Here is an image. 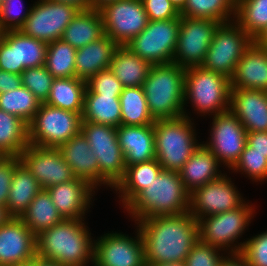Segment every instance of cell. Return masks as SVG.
Instances as JSON below:
<instances>
[{
    "label": "cell",
    "mask_w": 267,
    "mask_h": 266,
    "mask_svg": "<svg viewBox=\"0 0 267 266\" xmlns=\"http://www.w3.org/2000/svg\"><path fill=\"white\" fill-rule=\"evenodd\" d=\"M136 224L143 241L145 264L185 262L199 240L198 220L190 212L144 218Z\"/></svg>",
    "instance_id": "1"
},
{
    "label": "cell",
    "mask_w": 267,
    "mask_h": 266,
    "mask_svg": "<svg viewBox=\"0 0 267 266\" xmlns=\"http://www.w3.org/2000/svg\"><path fill=\"white\" fill-rule=\"evenodd\" d=\"M84 220L64 219L36 235V257L62 266H93L95 239Z\"/></svg>",
    "instance_id": "2"
},
{
    "label": "cell",
    "mask_w": 267,
    "mask_h": 266,
    "mask_svg": "<svg viewBox=\"0 0 267 266\" xmlns=\"http://www.w3.org/2000/svg\"><path fill=\"white\" fill-rule=\"evenodd\" d=\"M189 193L178 172L162 170L126 207L134 222L189 212Z\"/></svg>",
    "instance_id": "3"
},
{
    "label": "cell",
    "mask_w": 267,
    "mask_h": 266,
    "mask_svg": "<svg viewBox=\"0 0 267 266\" xmlns=\"http://www.w3.org/2000/svg\"><path fill=\"white\" fill-rule=\"evenodd\" d=\"M186 69L174 62L153 64L143 83L149 113L154 120L183 116Z\"/></svg>",
    "instance_id": "4"
},
{
    "label": "cell",
    "mask_w": 267,
    "mask_h": 266,
    "mask_svg": "<svg viewBox=\"0 0 267 266\" xmlns=\"http://www.w3.org/2000/svg\"><path fill=\"white\" fill-rule=\"evenodd\" d=\"M192 119L183 115L155 120V154L163 170L179 172L202 144L198 143Z\"/></svg>",
    "instance_id": "5"
},
{
    "label": "cell",
    "mask_w": 267,
    "mask_h": 266,
    "mask_svg": "<svg viewBox=\"0 0 267 266\" xmlns=\"http://www.w3.org/2000/svg\"><path fill=\"white\" fill-rule=\"evenodd\" d=\"M231 82L218 72L203 69L201 66L190 67L185 72L184 116L187 103L192 105L200 116L212 117L230 110ZM197 111V112H196Z\"/></svg>",
    "instance_id": "6"
},
{
    "label": "cell",
    "mask_w": 267,
    "mask_h": 266,
    "mask_svg": "<svg viewBox=\"0 0 267 266\" xmlns=\"http://www.w3.org/2000/svg\"><path fill=\"white\" fill-rule=\"evenodd\" d=\"M253 206L247 201L239 208L198 218L199 240L219 248L228 255L240 254L245 242L237 241L255 216L256 208Z\"/></svg>",
    "instance_id": "7"
},
{
    "label": "cell",
    "mask_w": 267,
    "mask_h": 266,
    "mask_svg": "<svg viewBox=\"0 0 267 266\" xmlns=\"http://www.w3.org/2000/svg\"><path fill=\"white\" fill-rule=\"evenodd\" d=\"M81 132L99 163V187L106 185V188L113 190L126 171L125 157L117 139V128L81 122Z\"/></svg>",
    "instance_id": "8"
},
{
    "label": "cell",
    "mask_w": 267,
    "mask_h": 266,
    "mask_svg": "<svg viewBox=\"0 0 267 266\" xmlns=\"http://www.w3.org/2000/svg\"><path fill=\"white\" fill-rule=\"evenodd\" d=\"M82 113L41 103L28 124V142L33 146L59 148L81 131Z\"/></svg>",
    "instance_id": "9"
},
{
    "label": "cell",
    "mask_w": 267,
    "mask_h": 266,
    "mask_svg": "<svg viewBox=\"0 0 267 266\" xmlns=\"http://www.w3.org/2000/svg\"><path fill=\"white\" fill-rule=\"evenodd\" d=\"M253 42L235 21L222 23L215 30L201 67L231 79L236 65Z\"/></svg>",
    "instance_id": "10"
},
{
    "label": "cell",
    "mask_w": 267,
    "mask_h": 266,
    "mask_svg": "<svg viewBox=\"0 0 267 266\" xmlns=\"http://www.w3.org/2000/svg\"><path fill=\"white\" fill-rule=\"evenodd\" d=\"M180 27L175 19L151 21L125 46L141 59L153 64L173 62Z\"/></svg>",
    "instance_id": "11"
},
{
    "label": "cell",
    "mask_w": 267,
    "mask_h": 266,
    "mask_svg": "<svg viewBox=\"0 0 267 266\" xmlns=\"http://www.w3.org/2000/svg\"><path fill=\"white\" fill-rule=\"evenodd\" d=\"M220 22L180 16V27L173 62L187 69L201 66Z\"/></svg>",
    "instance_id": "12"
},
{
    "label": "cell",
    "mask_w": 267,
    "mask_h": 266,
    "mask_svg": "<svg viewBox=\"0 0 267 266\" xmlns=\"http://www.w3.org/2000/svg\"><path fill=\"white\" fill-rule=\"evenodd\" d=\"M79 11L70 4L37 0L20 31L47 44L54 42L61 39L65 28Z\"/></svg>",
    "instance_id": "13"
},
{
    "label": "cell",
    "mask_w": 267,
    "mask_h": 266,
    "mask_svg": "<svg viewBox=\"0 0 267 266\" xmlns=\"http://www.w3.org/2000/svg\"><path fill=\"white\" fill-rule=\"evenodd\" d=\"M209 136V142L203 141L202 144L221 165L231 169L247 144V131L244 126L231 110H228L212 117Z\"/></svg>",
    "instance_id": "14"
},
{
    "label": "cell",
    "mask_w": 267,
    "mask_h": 266,
    "mask_svg": "<svg viewBox=\"0 0 267 266\" xmlns=\"http://www.w3.org/2000/svg\"><path fill=\"white\" fill-rule=\"evenodd\" d=\"M104 34L118 46H125L140 34L149 23L141 0H118L99 9Z\"/></svg>",
    "instance_id": "15"
},
{
    "label": "cell",
    "mask_w": 267,
    "mask_h": 266,
    "mask_svg": "<svg viewBox=\"0 0 267 266\" xmlns=\"http://www.w3.org/2000/svg\"><path fill=\"white\" fill-rule=\"evenodd\" d=\"M48 44L20 30L0 33V70L21 75L26 68L45 66Z\"/></svg>",
    "instance_id": "16"
},
{
    "label": "cell",
    "mask_w": 267,
    "mask_h": 266,
    "mask_svg": "<svg viewBox=\"0 0 267 266\" xmlns=\"http://www.w3.org/2000/svg\"><path fill=\"white\" fill-rule=\"evenodd\" d=\"M245 202L231 178L224 173L190 193L189 212L198 219L239 208Z\"/></svg>",
    "instance_id": "17"
},
{
    "label": "cell",
    "mask_w": 267,
    "mask_h": 266,
    "mask_svg": "<svg viewBox=\"0 0 267 266\" xmlns=\"http://www.w3.org/2000/svg\"><path fill=\"white\" fill-rule=\"evenodd\" d=\"M135 236L108 232L94 240L93 266H146L139 229Z\"/></svg>",
    "instance_id": "18"
},
{
    "label": "cell",
    "mask_w": 267,
    "mask_h": 266,
    "mask_svg": "<svg viewBox=\"0 0 267 266\" xmlns=\"http://www.w3.org/2000/svg\"><path fill=\"white\" fill-rule=\"evenodd\" d=\"M20 162L39 182L42 189L65 183L75 177L58 148L28 145L19 155Z\"/></svg>",
    "instance_id": "19"
},
{
    "label": "cell",
    "mask_w": 267,
    "mask_h": 266,
    "mask_svg": "<svg viewBox=\"0 0 267 266\" xmlns=\"http://www.w3.org/2000/svg\"><path fill=\"white\" fill-rule=\"evenodd\" d=\"M36 257V235L20 217L0 226V266H12Z\"/></svg>",
    "instance_id": "20"
},
{
    "label": "cell",
    "mask_w": 267,
    "mask_h": 266,
    "mask_svg": "<svg viewBox=\"0 0 267 266\" xmlns=\"http://www.w3.org/2000/svg\"><path fill=\"white\" fill-rule=\"evenodd\" d=\"M63 219H85L96 189L82 179L57 184L46 189ZM95 190V191H94Z\"/></svg>",
    "instance_id": "21"
},
{
    "label": "cell",
    "mask_w": 267,
    "mask_h": 266,
    "mask_svg": "<svg viewBox=\"0 0 267 266\" xmlns=\"http://www.w3.org/2000/svg\"><path fill=\"white\" fill-rule=\"evenodd\" d=\"M230 110L248 132H267V91L231 89Z\"/></svg>",
    "instance_id": "22"
},
{
    "label": "cell",
    "mask_w": 267,
    "mask_h": 266,
    "mask_svg": "<svg viewBox=\"0 0 267 266\" xmlns=\"http://www.w3.org/2000/svg\"><path fill=\"white\" fill-rule=\"evenodd\" d=\"M117 139L126 166L156 159L154 125H121L117 127Z\"/></svg>",
    "instance_id": "23"
},
{
    "label": "cell",
    "mask_w": 267,
    "mask_h": 266,
    "mask_svg": "<svg viewBox=\"0 0 267 266\" xmlns=\"http://www.w3.org/2000/svg\"><path fill=\"white\" fill-rule=\"evenodd\" d=\"M231 89L267 91V49L253 42L236 65Z\"/></svg>",
    "instance_id": "24"
},
{
    "label": "cell",
    "mask_w": 267,
    "mask_h": 266,
    "mask_svg": "<svg viewBox=\"0 0 267 266\" xmlns=\"http://www.w3.org/2000/svg\"><path fill=\"white\" fill-rule=\"evenodd\" d=\"M58 149L75 178L85 180L96 190L99 189V163L81 131Z\"/></svg>",
    "instance_id": "25"
},
{
    "label": "cell",
    "mask_w": 267,
    "mask_h": 266,
    "mask_svg": "<svg viewBox=\"0 0 267 266\" xmlns=\"http://www.w3.org/2000/svg\"><path fill=\"white\" fill-rule=\"evenodd\" d=\"M118 45L106 34L98 40L77 49L75 57L76 77L87 81L98 72L110 67Z\"/></svg>",
    "instance_id": "26"
},
{
    "label": "cell",
    "mask_w": 267,
    "mask_h": 266,
    "mask_svg": "<svg viewBox=\"0 0 267 266\" xmlns=\"http://www.w3.org/2000/svg\"><path fill=\"white\" fill-rule=\"evenodd\" d=\"M220 167L217 158L201 144L178 173L185 190L190 194L224 174Z\"/></svg>",
    "instance_id": "27"
},
{
    "label": "cell",
    "mask_w": 267,
    "mask_h": 266,
    "mask_svg": "<svg viewBox=\"0 0 267 266\" xmlns=\"http://www.w3.org/2000/svg\"><path fill=\"white\" fill-rule=\"evenodd\" d=\"M163 170L157 159L126 166L124 177L113 188L125 208Z\"/></svg>",
    "instance_id": "28"
},
{
    "label": "cell",
    "mask_w": 267,
    "mask_h": 266,
    "mask_svg": "<svg viewBox=\"0 0 267 266\" xmlns=\"http://www.w3.org/2000/svg\"><path fill=\"white\" fill-rule=\"evenodd\" d=\"M151 64L135 55L128 47L118 46L113 54L109 69L123 87L143 86Z\"/></svg>",
    "instance_id": "29"
},
{
    "label": "cell",
    "mask_w": 267,
    "mask_h": 266,
    "mask_svg": "<svg viewBox=\"0 0 267 266\" xmlns=\"http://www.w3.org/2000/svg\"><path fill=\"white\" fill-rule=\"evenodd\" d=\"M104 35L102 16L99 10L79 11L65 28L61 39L75 49L86 46Z\"/></svg>",
    "instance_id": "30"
},
{
    "label": "cell",
    "mask_w": 267,
    "mask_h": 266,
    "mask_svg": "<svg viewBox=\"0 0 267 266\" xmlns=\"http://www.w3.org/2000/svg\"><path fill=\"white\" fill-rule=\"evenodd\" d=\"M41 190L39 182L20 162L15 167L8 194L6 205L8 215L10 217H21Z\"/></svg>",
    "instance_id": "31"
},
{
    "label": "cell",
    "mask_w": 267,
    "mask_h": 266,
    "mask_svg": "<svg viewBox=\"0 0 267 266\" xmlns=\"http://www.w3.org/2000/svg\"><path fill=\"white\" fill-rule=\"evenodd\" d=\"M81 122H93L115 128L121 126V104L119 96L85 92Z\"/></svg>",
    "instance_id": "32"
},
{
    "label": "cell",
    "mask_w": 267,
    "mask_h": 266,
    "mask_svg": "<svg viewBox=\"0 0 267 266\" xmlns=\"http://www.w3.org/2000/svg\"><path fill=\"white\" fill-rule=\"evenodd\" d=\"M86 81L77 77L55 78L46 104L64 110L83 113Z\"/></svg>",
    "instance_id": "33"
},
{
    "label": "cell",
    "mask_w": 267,
    "mask_h": 266,
    "mask_svg": "<svg viewBox=\"0 0 267 266\" xmlns=\"http://www.w3.org/2000/svg\"><path fill=\"white\" fill-rule=\"evenodd\" d=\"M20 218L35 235L64 220L46 189L36 195Z\"/></svg>",
    "instance_id": "34"
},
{
    "label": "cell",
    "mask_w": 267,
    "mask_h": 266,
    "mask_svg": "<svg viewBox=\"0 0 267 266\" xmlns=\"http://www.w3.org/2000/svg\"><path fill=\"white\" fill-rule=\"evenodd\" d=\"M28 145V125L0 109V151L6 156H19Z\"/></svg>",
    "instance_id": "35"
},
{
    "label": "cell",
    "mask_w": 267,
    "mask_h": 266,
    "mask_svg": "<svg viewBox=\"0 0 267 266\" xmlns=\"http://www.w3.org/2000/svg\"><path fill=\"white\" fill-rule=\"evenodd\" d=\"M121 125H154L142 86L124 87L119 97Z\"/></svg>",
    "instance_id": "36"
},
{
    "label": "cell",
    "mask_w": 267,
    "mask_h": 266,
    "mask_svg": "<svg viewBox=\"0 0 267 266\" xmlns=\"http://www.w3.org/2000/svg\"><path fill=\"white\" fill-rule=\"evenodd\" d=\"M236 0H187L180 16L228 23L234 21Z\"/></svg>",
    "instance_id": "37"
},
{
    "label": "cell",
    "mask_w": 267,
    "mask_h": 266,
    "mask_svg": "<svg viewBox=\"0 0 267 266\" xmlns=\"http://www.w3.org/2000/svg\"><path fill=\"white\" fill-rule=\"evenodd\" d=\"M234 21L255 39L267 27V0H236Z\"/></svg>",
    "instance_id": "38"
},
{
    "label": "cell",
    "mask_w": 267,
    "mask_h": 266,
    "mask_svg": "<svg viewBox=\"0 0 267 266\" xmlns=\"http://www.w3.org/2000/svg\"><path fill=\"white\" fill-rule=\"evenodd\" d=\"M77 49L62 39L48 43L45 67L54 78L76 77Z\"/></svg>",
    "instance_id": "39"
},
{
    "label": "cell",
    "mask_w": 267,
    "mask_h": 266,
    "mask_svg": "<svg viewBox=\"0 0 267 266\" xmlns=\"http://www.w3.org/2000/svg\"><path fill=\"white\" fill-rule=\"evenodd\" d=\"M41 102L24 86L0 94V109L21 118L27 125L33 120Z\"/></svg>",
    "instance_id": "40"
},
{
    "label": "cell",
    "mask_w": 267,
    "mask_h": 266,
    "mask_svg": "<svg viewBox=\"0 0 267 266\" xmlns=\"http://www.w3.org/2000/svg\"><path fill=\"white\" fill-rule=\"evenodd\" d=\"M230 170L247 175L251 181L263 182L267 179V153L250 152L246 144L239 160Z\"/></svg>",
    "instance_id": "41"
},
{
    "label": "cell",
    "mask_w": 267,
    "mask_h": 266,
    "mask_svg": "<svg viewBox=\"0 0 267 266\" xmlns=\"http://www.w3.org/2000/svg\"><path fill=\"white\" fill-rule=\"evenodd\" d=\"M54 79L45 66L26 68L21 73L22 86L30 90L41 103L48 99Z\"/></svg>",
    "instance_id": "42"
},
{
    "label": "cell",
    "mask_w": 267,
    "mask_h": 266,
    "mask_svg": "<svg viewBox=\"0 0 267 266\" xmlns=\"http://www.w3.org/2000/svg\"><path fill=\"white\" fill-rule=\"evenodd\" d=\"M23 5L24 4L22 0L2 1V5L0 7V33L5 31L20 30L23 27L32 10V6L26 8V10H23Z\"/></svg>",
    "instance_id": "43"
},
{
    "label": "cell",
    "mask_w": 267,
    "mask_h": 266,
    "mask_svg": "<svg viewBox=\"0 0 267 266\" xmlns=\"http://www.w3.org/2000/svg\"><path fill=\"white\" fill-rule=\"evenodd\" d=\"M227 254L219 248L198 240L186 257L185 264L186 266H220Z\"/></svg>",
    "instance_id": "44"
},
{
    "label": "cell",
    "mask_w": 267,
    "mask_h": 266,
    "mask_svg": "<svg viewBox=\"0 0 267 266\" xmlns=\"http://www.w3.org/2000/svg\"><path fill=\"white\" fill-rule=\"evenodd\" d=\"M239 255L248 266H267V230L247 238Z\"/></svg>",
    "instance_id": "45"
},
{
    "label": "cell",
    "mask_w": 267,
    "mask_h": 266,
    "mask_svg": "<svg viewBox=\"0 0 267 266\" xmlns=\"http://www.w3.org/2000/svg\"><path fill=\"white\" fill-rule=\"evenodd\" d=\"M121 82L110 69L98 72L86 81L85 92H94L99 95L119 96L123 90Z\"/></svg>",
    "instance_id": "46"
},
{
    "label": "cell",
    "mask_w": 267,
    "mask_h": 266,
    "mask_svg": "<svg viewBox=\"0 0 267 266\" xmlns=\"http://www.w3.org/2000/svg\"><path fill=\"white\" fill-rule=\"evenodd\" d=\"M149 20H169L180 16V13L169 0H141Z\"/></svg>",
    "instance_id": "47"
},
{
    "label": "cell",
    "mask_w": 267,
    "mask_h": 266,
    "mask_svg": "<svg viewBox=\"0 0 267 266\" xmlns=\"http://www.w3.org/2000/svg\"><path fill=\"white\" fill-rule=\"evenodd\" d=\"M19 163V156H6L0 161V205L4 207H6L8 202V194L15 167Z\"/></svg>",
    "instance_id": "48"
},
{
    "label": "cell",
    "mask_w": 267,
    "mask_h": 266,
    "mask_svg": "<svg viewBox=\"0 0 267 266\" xmlns=\"http://www.w3.org/2000/svg\"><path fill=\"white\" fill-rule=\"evenodd\" d=\"M21 85V75L0 70V94L18 89Z\"/></svg>",
    "instance_id": "49"
},
{
    "label": "cell",
    "mask_w": 267,
    "mask_h": 266,
    "mask_svg": "<svg viewBox=\"0 0 267 266\" xmlns=\"http://www.w3.org/2000/svg\"><path fill=\"white\" fill-rule=\"evenodd\" d=\"M247 145L250 152L267 153V132H248Z\"/></svg>",
    "instance_id": "50"
},
{
    "label": "cell",
    "mask_w": 267,
    "mask_h": 266,
    "mask_svg": "<svg viewBox=\"0 0 267 266\" xmlns=\"http://www.w3.org/2000/svg\"><path fill=\"white\" fill-rule=\"evenodd\" d=\"M220 266H248L245 260L239 255H228Z\"/></svg>",
    "instance_id": "51"
},
{
    "label": "cell",
    "mask_w": 267,
    "mask_h": 266,
    "mask_svg": "<svg viewBox=\"0 0 267 266\" xmlns=\"http://www.w3.org/2000/svg\"><path fill=\"white\" fill-rule=\"evenodd\" d=\"M52 1L73 5L77 7L80 11L90 9L89 0H52Z\"/></svg>",
    "instance_id": "52"
},
{
    "label": "cell",
    "mask_w": 267,
    "mask_h": 266,
    "mask_svg": "<svg viewBox=\"0 0 267 266\" xmlns=\"http://www.w3.org/2000/svg\"><path fill=\"white\" fill-rule=\"evenodd\" d=\"M254 42L259 47L267 49V27L258 34V36L254 39Z\"/></svg>",
    "instance_id": "53"
},
{
    "label": "cell",
    "mask_w": 267,
    "mask_h": 266,
    "mask_svg": "<svg viewBox=\"0 0 267 266\" xmlns=\"http://www.w3.org/2000/svg\"><path fill=\"white\" fill-rule=\"evenodd\" d=\"M118 0H89L90 9L99 10L104 5Z\"/></svg>",
    "instance_id": "54"
},
{
    "label": "cell",
    "mask_w": 267,
    "mask_h": 266,
    "mask_svg": "<svg viewBox=\"0 0 267 266\" xmlns=\"http://www.w3.org/2000/svg\"><path fill=\"white\" fill-rule=\"evenodd\" d=\"M169 1L177 9L179 13L184 9L187 2V0H169Z\"/></svg>",
    "instance_id": "55"
},
{
    "label": "cell",
    "mask_w": 267,
    "mask_h": 266,
    "mask_svg": "<svg viewBox=\"0 0 267 266\" xmlns=\"http://www.w3.org/2000/svg\"><path fill=\"white\" fill-rule=\"evenodd\" d=\"M9 218L10 216L6 211V207L0 205V226H2Z\"/></svg>",
    "instance_id": "56"
},
{
    "label": "cell",
    "mask_w": 267,
    "mask_h": 266,
    "mask_svg": "<svg viewBox=\"0 0 267 266\" xmlns=\"http://www.w3.org/2000/svg\"><path fill=\"white\" fill-rule=\"evenodd\" d=\"M146 266H186L185 262H168V263H154L146 264Z\"/></svg>",
    "instance_id": "57"
},
{
    "label": "cell",
    "mask_w": 267,
    "mask_h": 266,
    "mask_svg": "<svg viewBox=\"0 0 267 266\" xmlns=\"http://www.w3.org/2000/svg\"><path fill=\"white\" fill-rule=\"evenodd\" d=\"M37 266H62L56 262L43 260L37 257Z\"/></svg>",
    "instance_id": "58"
},
{
    "label": "cell",
    "mask_w": 267,
    "mask_h": 266,
    "mask_svg": "<svg viewBox=\"0 0 267 266\" xmlns=\"http://www.w3.org/2000/svg\"><path fill=\"white\" fill-rule=\"evenodd\" d=\"M12 266H37V257H35L34 259L30 261L19 263V264L12 265Z\"/></svg>",
    "instance_id": "59"
},
{
    "label": "cell",
    "mask_w": 267,
    "mask_h": 266,
    "mask_svg": "<svg viewBox=\"0 0 267 266\" xmlns=\"http://www.w3.org/2000/svg\"><path fill=\"white\" fill-rule=\"evenodd\" d=\"M6 157V155H4L1 151H0V161L2 160V159H4Z\"/></svg>",
    "instance_id": "60"
}]
</instances>
